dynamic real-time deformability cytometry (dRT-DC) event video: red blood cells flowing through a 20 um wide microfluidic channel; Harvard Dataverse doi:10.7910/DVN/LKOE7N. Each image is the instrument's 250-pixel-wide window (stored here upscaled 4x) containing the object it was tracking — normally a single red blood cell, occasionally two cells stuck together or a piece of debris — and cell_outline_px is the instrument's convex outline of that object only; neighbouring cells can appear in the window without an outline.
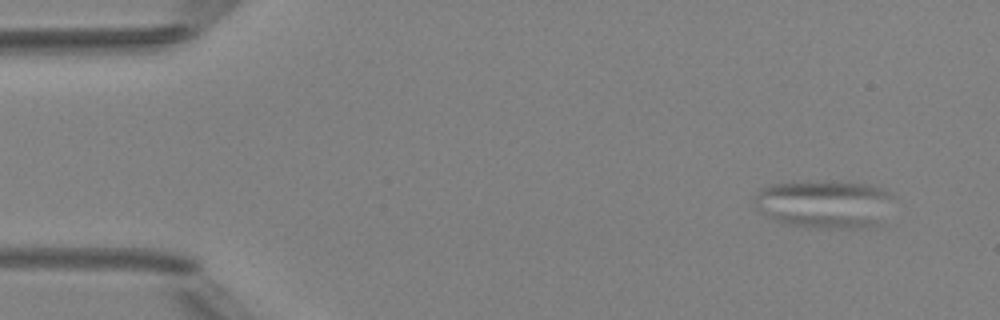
{"species": "Egyptian fruit bat (a non-hibernating species)", "species_latin": "Rousettus aegyptiacus", "temperature_condition": "room temperature", "stored_images_in_passage": 4, "camera_frame_rate_fps": 3000, "um_per_image_px": 0.085, "animal": {"sex": "female"}, "frame": {"image": 1, "passage_image": 1, "time_ms": 0.0, "image_size_px": [1000, 320], "cell_outline_px": [[896, 196], [880, 224], [868, 228], [808, 228], [780, 224], [768, 216], [752, 200], [756, 192], [760, 188], [772, 184], [792, 180], [828, 180], [872, 184], [884, 188], [892, 192]], "centroid_in_image_um": [70.11, 17.31], "position_along_channel_um": 14.9, "area_um2": 40.58}}
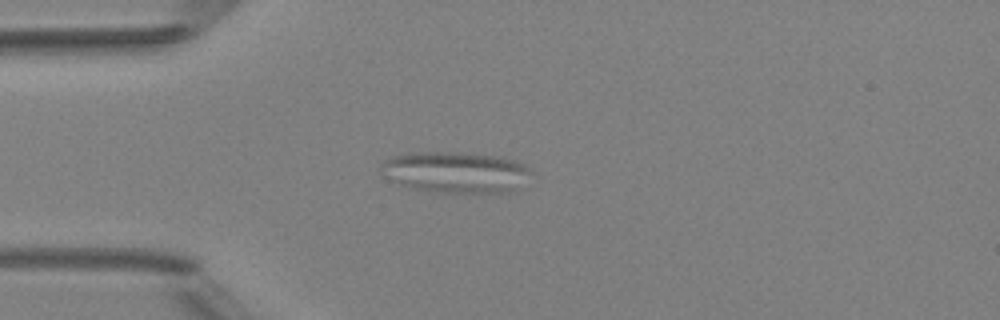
{"frame": {"image": 2, "passage_image": 4, "time_ms": 3.333, "image_size_px": [1000, 320], "cell_outline_px": [[532, 172], [520, 188], [508, 192], [436, 192], [416, 188], [400, 184], [384, 176], [380, 172], [380, 164], [384, 160], [392, 156], [408, 152], [452, 152], [500, 156], [524, 164]], "centroid_in_image_um": [38.71, 14.62], "position_along_channel_um": 46.3, "area_um2": 35.95}}